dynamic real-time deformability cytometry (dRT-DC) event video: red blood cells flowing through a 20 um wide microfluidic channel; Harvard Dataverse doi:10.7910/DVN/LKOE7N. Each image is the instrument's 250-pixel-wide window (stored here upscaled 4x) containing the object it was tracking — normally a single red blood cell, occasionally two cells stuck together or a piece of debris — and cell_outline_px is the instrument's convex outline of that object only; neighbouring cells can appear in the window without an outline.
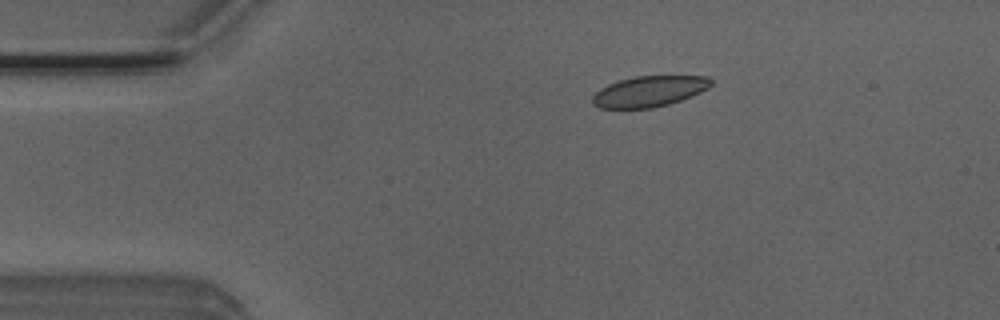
{"species": "Egyptian fruit bat (a non-hibernating species)", "species_latin": "Rousettus aegyptiacus", "temperature_condition": "room temperature", "stored_images_in_passage": 4, "camera_frame_rate_fps": 3000, "um_per_image_px": 0.085, "animal": {"sex": "male"}, "frame": {"image": 1, "passage_image": 2, "time_ms": 0.333, "image_size_px": [1000, 320], "cell_outline_px": [[712, 84], [708, 88], [700, 92], [680, 100], [668, 104], [652, 108], [600, 108], [592, 104], [592, 96], [600, 88], [608, 84], [620, 80], [636, 76], [708, 76], [712, 80]], "centroid_in_image_um": [55.16, 7.76], "position_along_channel_um": 29.8, "area_um2": 21.15}}